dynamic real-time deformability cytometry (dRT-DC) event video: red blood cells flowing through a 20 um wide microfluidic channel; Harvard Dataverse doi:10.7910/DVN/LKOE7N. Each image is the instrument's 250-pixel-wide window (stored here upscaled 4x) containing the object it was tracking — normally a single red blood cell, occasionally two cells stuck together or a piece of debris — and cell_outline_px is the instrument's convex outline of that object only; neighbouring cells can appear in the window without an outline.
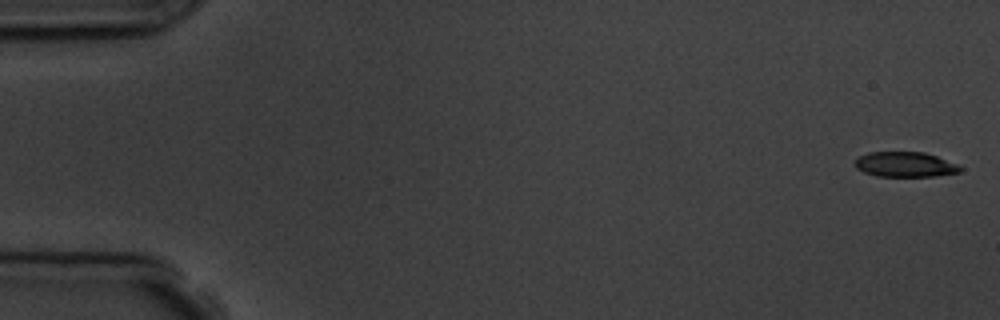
{"species": "common noctule bat (a hibernating species)", "species_latin": "Nyctalus noctula", "temperature_condition": "room temperature", "stored_images_in_passage": 6, "camera_frame_rate_fps": 3000, "um_per_image_px": 0.085, "animal": {"sex": "male", "body_mass_g": 19.5, "forearm_length_mm": 54.6}, "frame": {"image": 1, "passage_image": 1, "time_ms": 0.0, "image_size_px": [1000, 320], "cell_outline_px": [[964, 168], [960, 172], [936, 176], [876, 176], [864, 172], [856, 168], [856, 160], [860, 156], [868, 152], [924, 152], [936, 156], [956, 164]], "centroid_in_image_um": [76.95, 13.98], "position_along_channel_um": 8.1, "area_um2": 15.26}}
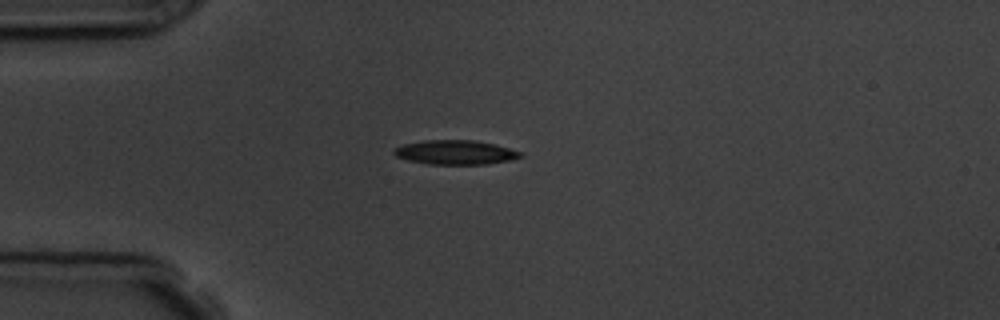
{"frame": {"image": 2, "passage_image": 4, "time_ms": 4.333, "image_size_px": [1000, 320], "cell_outline_px": [[524, 156], [512, 160], [488, 164], [428, 164], [408, 160], [396, 156], [392, 152], [392, 148], [404, 144], [424, 140], [476, 140], [496, 144], [520, 152]], "centroid_in_image_um": [38.7, 12.95], "position_along_channel_um": 46.3, "area_um2": 18.03}}